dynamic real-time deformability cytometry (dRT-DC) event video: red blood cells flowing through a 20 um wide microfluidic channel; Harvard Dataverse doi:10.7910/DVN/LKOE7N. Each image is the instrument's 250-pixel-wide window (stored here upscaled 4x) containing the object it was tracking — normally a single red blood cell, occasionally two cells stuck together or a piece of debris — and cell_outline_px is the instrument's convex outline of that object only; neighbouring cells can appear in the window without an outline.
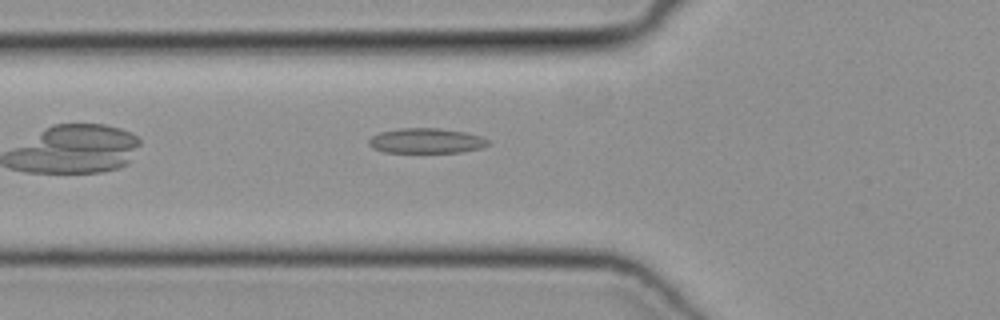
{"species": "common noctule bat (a hibernating species)", "species_latin": "Nyctalus noctula", "temperature_condition": "cold", "stored_images_in_passage": 12, "camera_frame_rate_fps": 3000, "um_per_image_px": 0.085, "animal": {"sex": "female", "body_mass_g": 19.3, "forearm_length_mm": 54.1}, "frame": {"image": 1, "passage_image": 5, "time_ms": 1.333, "image_size_px": [1000, 320], "cell_outline_px": [[488, 144], [480, 148], [460, 152], [384, 152], [372, 148], [368, 144], [368, 140], [372, 136], [380, 132], [400, 128], [440, 128], [464, 132], [480, 136], [488, 140]], "centroid_in_image_um": [36.18, 11.96], "position_along_channel_um": 89.6, "area_um2": 17.28}}
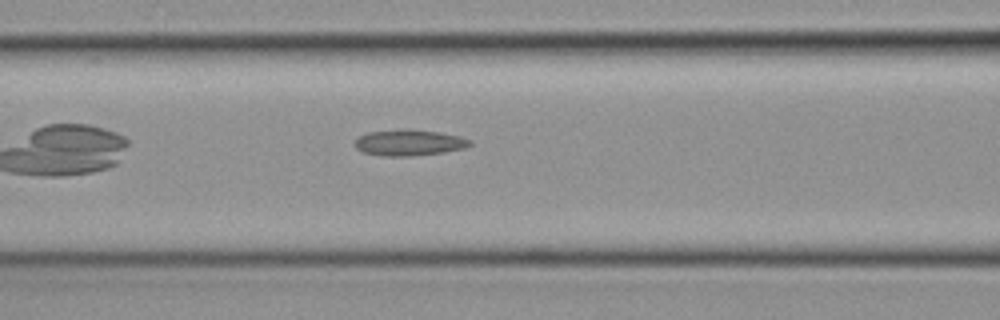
{"frame": {"image": 2, "passage_image": 8, "time_ms": 2.333, "image_size_px": [1000, 320], "cell_outline_px": [[472, 144], [464, 148], [444, 152], [412, 156], [384, 156], [364, 152], [356, 148], [356, 140], [360, 136], [368, 132], [400, 128], [408, 128], [440, 132], [460, 136], [472, 140]], "centroid_in_image_um": [34.81, 12.11], "position_along_channel_um": 131.8, "area_um2": 17.63}}